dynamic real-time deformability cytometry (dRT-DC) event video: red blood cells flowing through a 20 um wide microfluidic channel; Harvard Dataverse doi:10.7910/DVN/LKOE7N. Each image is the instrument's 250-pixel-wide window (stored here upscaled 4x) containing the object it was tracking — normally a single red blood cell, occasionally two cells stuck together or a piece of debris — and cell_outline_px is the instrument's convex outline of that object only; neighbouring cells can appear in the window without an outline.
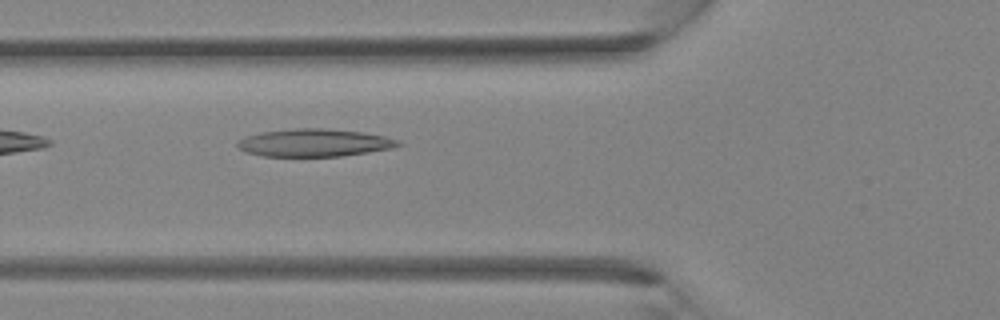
{"species": "Egyptian fruit bat (a non-hibernating species)", "species_latin": "Rousettus aegyptiacus", "temperature_condition": "room temperature", "stored_images_in_passage": 26, "camera_frame_rate_fps": 3000, "um_per_image_px": 0.085, "animal": {"sex": "female"}, "frame": {"image": 1, "passage_image": 3, "time_ms": 0.667, "image_size_px": [1000, 320], "cell_outline_px": [[404, 144], [392, 148], [344, 156], [260, 156], [244, 152], [236, 144], [240, 140], [248, 136], [260, 132], [292, 128], [324, 128], [364, 132], [384, 136], [400, 140]], "centroid_in_image_um": [26.74, 12.13], "position_along_channel_um": 99.1, "area_um2": 26.07}}
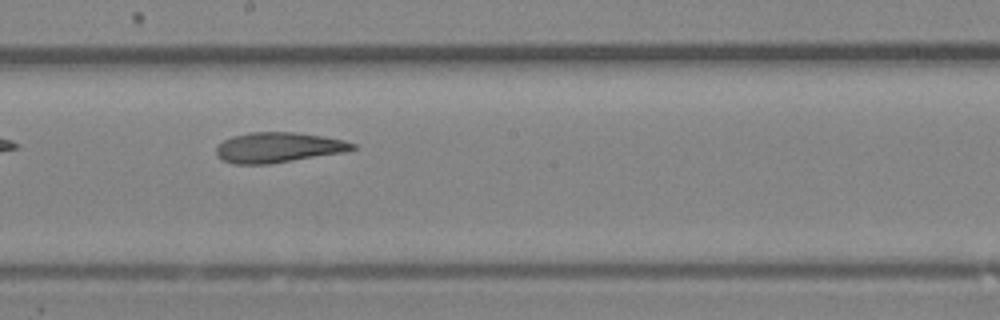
{"frame": {"image": 2, "passage_image": 10, "time_ms": 3.0, "image_size_px": [1000, 320], "cell_outline_px": [[356, 148], [344, 152], [268, 164], [232, 164], [220, 160], [216, 156], [216, 148], [224, 140], [232, 136], [248, 132], [296, 132], [344, 140], [356, 144]], "centroid_in_image_um": [23.6, 12.54], "position_along_channel_um": 224.6, "area_um2": 23.99}}
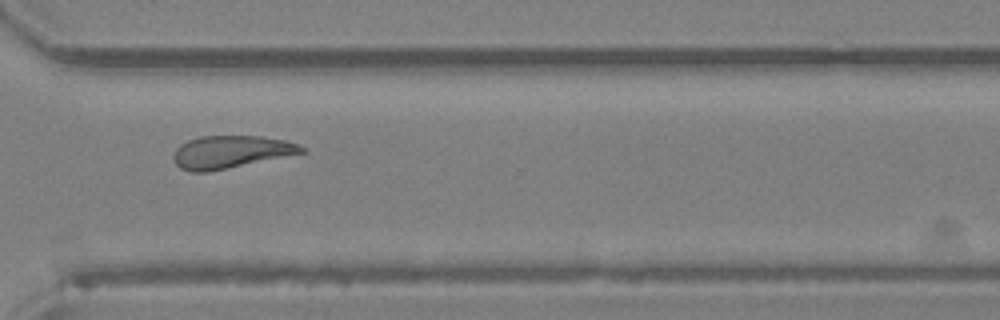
{"frame": {"image": 3, "passage_image": 17, "time_ms": 5.333, "image_size_px": [1000, 320], "cell_outline_px": [[308, 152], [208, 172], [192, 172], [180, 168], [172, 160], [172, 156], [176, 148], [180, 144], [188, 140], [200, 136], [260, 136], [284, 140], [296, 144], [304, 148]], "centroid_in_image_um": [19.58, 12.92], "position_along_channel_um": 351.0, "area_um2": 24.39}}